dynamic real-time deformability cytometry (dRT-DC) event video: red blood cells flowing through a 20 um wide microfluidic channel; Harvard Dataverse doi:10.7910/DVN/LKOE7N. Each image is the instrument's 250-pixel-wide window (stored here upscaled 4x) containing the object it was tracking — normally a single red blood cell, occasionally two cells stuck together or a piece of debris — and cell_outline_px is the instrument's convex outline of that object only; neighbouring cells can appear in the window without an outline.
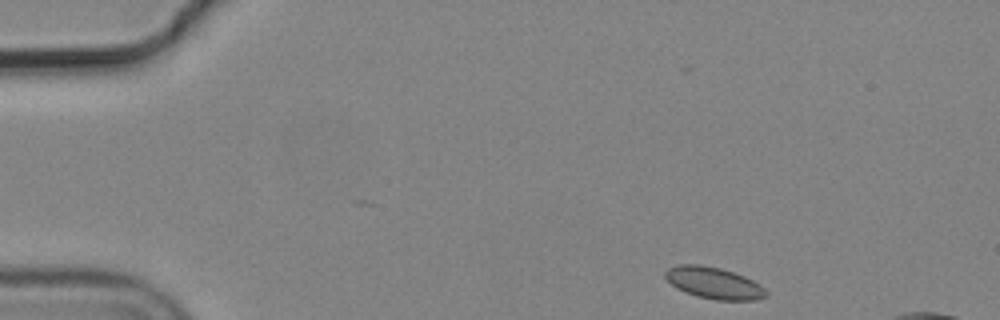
{"species": "common noctule bat (a hibernating species)", "species_latin": "Nyctalus noctula", "temperature_condition": "cold", "stored_images_in_passage": 4, "camera_frame_rate_fps": 3000, "um_per_image_px": 0.085, "animal": {"sex": "male", "body_mass_g": 19.2, "forearm_length_mm": 51.8}, "frame": {"image": 1, "passage_image": 1, "time_ms": 0.0, "image_size_px": [1000, 320], "cell_outline_px": [[768, 296], [756, 300], [716, 300], [696, 296], [676, 288], [664, 276], [664, 272], [668, 268], [680, 264], [700, 264], [720, 268], [744, 276], [760, 284], [768, 292]], "centroid_in_image_um": [60.69, 24.05], "position_along_channel_um": 24.3, "area_um2": 18.61}}